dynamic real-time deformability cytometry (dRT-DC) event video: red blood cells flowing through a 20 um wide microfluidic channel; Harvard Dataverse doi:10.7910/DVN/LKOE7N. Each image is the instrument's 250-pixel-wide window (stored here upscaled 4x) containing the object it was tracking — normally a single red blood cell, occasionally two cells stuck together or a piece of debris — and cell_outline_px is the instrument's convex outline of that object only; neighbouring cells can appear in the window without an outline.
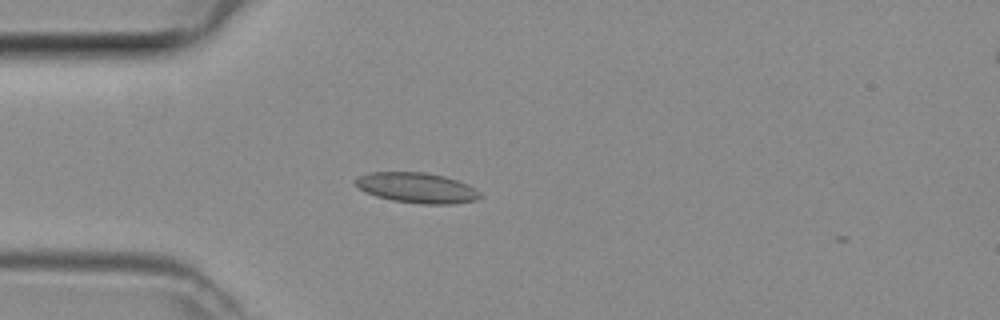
{"species": "common noctule bat (a hibernating species)", "species_latin": "Nyctalus noctula", "temperature_condition": "room temperature", "stored_images_in_passage": 45, "camera_frame_rate_fps": 3000, "um_per_image_px": 0.085, "animal": {"sex": "female", "body_mass_g": 29.2, "forearm_length_mm": 56.3}, "frame": {"image": 1, "passage_image": 12, "time_ms": 3.667, "image_size_px": [1000, 320], "cell_outline_px": [[484, 196], [476, 200], [452, 204], [420, 204], [392, 200], [376, 196], [364, 192], [352, 180], [368, 172], [424, 172], [444, 176], [468, 184], [476, 188]], "centroid_in_image_um": [35.45, 15.97], "position_along_channel_um": 49.5, "area_um2": 22.2}}
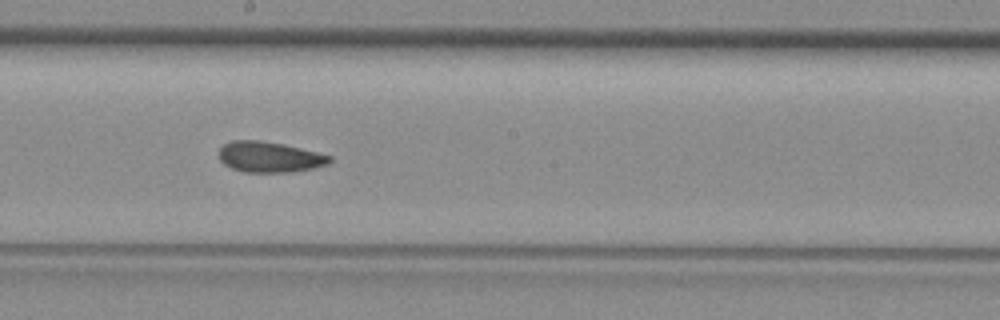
{"frame": {"image": 2, "passage_image": 25, "time_ms": 8.0, "image_size_px": [1000, 320], "cell_outline_px": [[332, 160], [328, 164], [312, 168], [292, 172], [244, 172], [232, 168], [224, 164], [220, 160], [220, 148], [224, 144], [232, 140], [260, 140], [284, 144], [332, 156]], "centroid_in_image_um": [22.91, 13.34], "position_along_channel_um": 225.3, "area_um2": 19.71}}
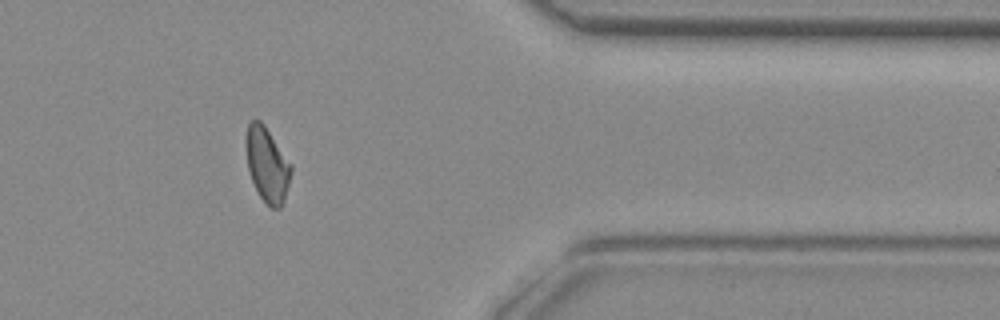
{"frame": {"image": 3, "passage_image": 38, "time_ms": 12.333, "image_size_px": [1000, 320], "cell_outline_px": [[292, 172], [284, 200], [280, 208], [272, 208], [260, 196], [252, 180], [248, 168], [244, 144], [244, 140], [248, 124], [252, 120], [260, 120], [264, 124], [292, 164]], "centroid_in_image_um": [22.7, 13.95], "position_along_channel_um": 388.7, "area_um2": 19.65}}